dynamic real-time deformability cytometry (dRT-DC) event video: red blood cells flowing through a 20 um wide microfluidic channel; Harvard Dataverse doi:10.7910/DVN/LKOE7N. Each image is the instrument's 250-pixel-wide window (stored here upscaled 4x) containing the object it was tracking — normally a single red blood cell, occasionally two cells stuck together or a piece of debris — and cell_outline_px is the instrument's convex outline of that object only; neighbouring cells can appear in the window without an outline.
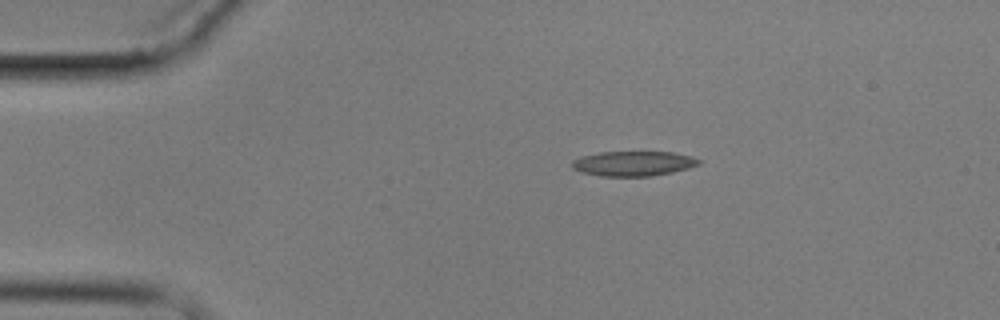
{"species": "common noctule bat (a hibernating species)", "species_latin": "Nyctalus noctula", "temperature_condition": "cold", "stored_images_in_passage": 9, "camera_frame_rate_fps": 3000, "um_per_image_px": 0.085, "animal": {"sex": "male", "body_mass_g": 17.9}, "frame": {"image": 1, "passage_image": 1, "time_ms": 0.0, "image_size_px": [1000, 320], "cell_outline_px": [[700, 164], [688, 168], [672, 172], [652, 176], [600, 176], [584, 172], [572, 168], [572, 160], [580, 156], [600, 152], [672, 152], [692, 156], [700, 160]], "centroid_in_image_um": [53.83, 13.89], "position_along_channel_um": 31.2, "area_um2": 18.32}}
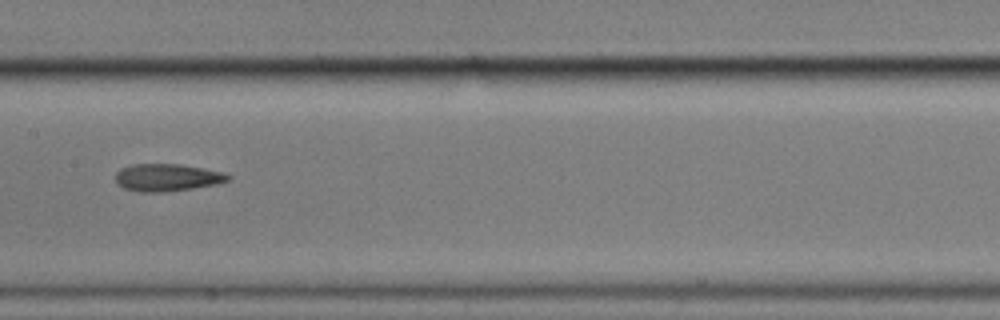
{"frame": {"image": 2, "passage_image": 6, "time_ms": 6.0, "image_size_px": [1000, 320], "cell_outline_px": [[232, 180], [220, 184], [164, 192], [140, 192], [124, 188], [116, 180], [116, 172], [120, 168], [132, 164], [180, 164], [204, 168], [220, 172], [232, 176]], "centroid_in_image_um": [14.24, 15.08], "position_along_channel_um": 193.2, "area_um2": 18.03}}
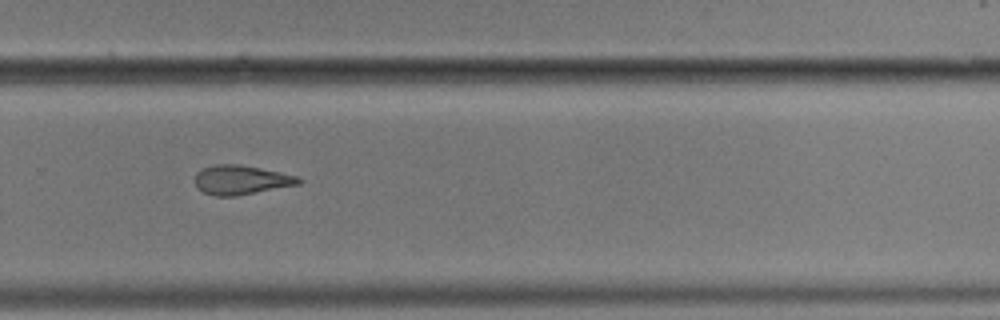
{"frame": {"image": 3, "passage_image": 9, "time_ms": 9.333, "image_size_px": [1000, 320], "cell_outline_px": [[304, 180], [300, 184], [236, 196], [216, 196], [204, 192], [196, 188], [196, 172], [204, 168], [216, 164], [236, 164], [260, 168], [280, 172], [296, 176]], "centroid_in_image_um": [20.5, 15.3], "position_along_channel_um": 309.3, "area_um2": 17.57}}